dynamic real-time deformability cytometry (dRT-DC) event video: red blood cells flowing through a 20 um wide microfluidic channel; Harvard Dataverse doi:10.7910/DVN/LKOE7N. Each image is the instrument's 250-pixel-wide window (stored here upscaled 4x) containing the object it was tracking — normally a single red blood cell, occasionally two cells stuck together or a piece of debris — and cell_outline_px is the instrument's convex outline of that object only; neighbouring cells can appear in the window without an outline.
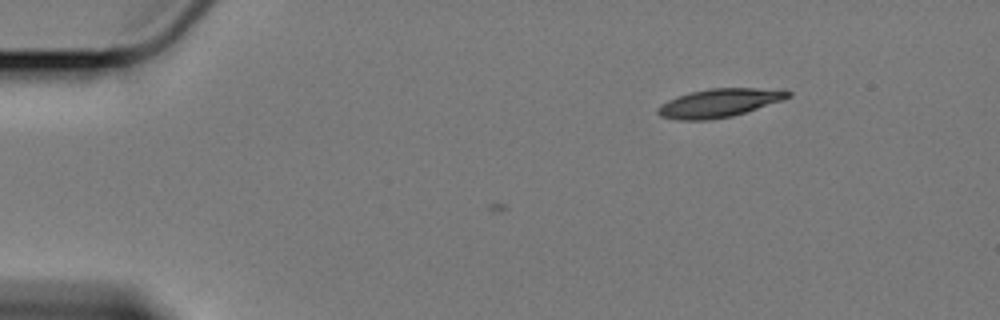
{"species": "Egyptian fruit bat (a non-hibernating species)", "species_latin": "Rousettus aegyptiacus", "temperature_condition": "cold", "stored_images_in_passage": 3, "camera_frame_rate_fps": 3000, "um_per_image_px": 0.085, "animal": {"sex": "female"}, "frame": {"image": 1, "passage_image": 1, "time_ms": 0.0, "image_size_px": [1000, 320], "cell_outline_px": [[792, 96], [732, 116], [708, 120], [676, 120], [660, 116], [656, 112], [656, 108], [660, 104], [676, 96], [708, 88], [784, 88], [792, 92]], "centroid_in_image_um": [61.11, 8.73], "position_along_channel_um": 23.9, "area_um2": 21.68}}